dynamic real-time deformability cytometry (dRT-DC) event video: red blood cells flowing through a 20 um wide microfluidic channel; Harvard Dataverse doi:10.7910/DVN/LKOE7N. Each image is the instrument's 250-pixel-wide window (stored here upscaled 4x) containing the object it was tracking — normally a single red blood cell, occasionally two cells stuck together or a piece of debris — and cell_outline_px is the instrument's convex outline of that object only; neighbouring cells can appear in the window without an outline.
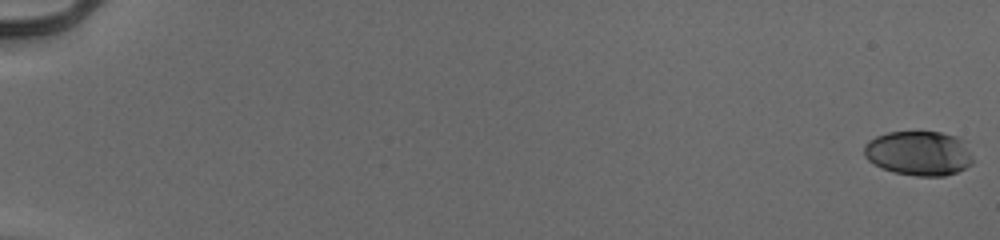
{"species": "human", "species_latin": "Homo sapiens", "temperature_condition": "cold", "stored_images_in_passage": 55, "camera_frame_rate_fps": 3000, "um_per_image_px": 0.085, "donor": {"sex": "male"}, "frame": {"image": 1, "passage_image": 1, "time_ms": 0.0, "image_size_px": [1000, 240], "cell_outline_px": [[972, 164], [956, 172], [944, 176], [916, 176], [892, 172], [872, 164], [864, 156], [864, 144], [868, 140], [876, 136], [888, 132], [940, 132], [960, 136], [968, 140], [972, 156]], "centroid_in_image_um": [78.13, 13.01], "position_along_channel_um": 6.9, "area_um2": 28.9}}
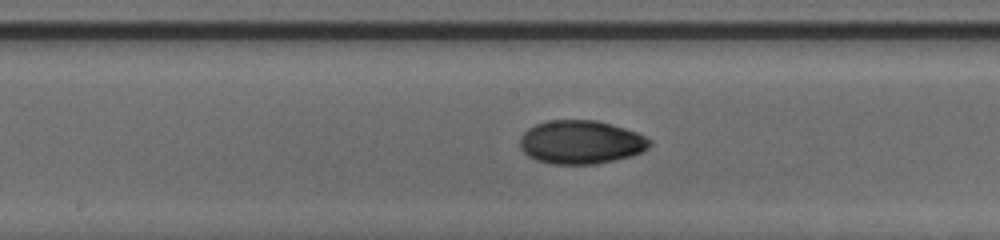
{"frame": {"image": 2, "passage_image": 32, "time_ms": 10.333, "image_size_px": [1000, 240], "cell_outline_px": [[652, 144], [648, 148], [632, 156], [596, 164], [552, 164], [536, 160], [528, 156], [520, 148], [520, 136], [528, 128], [536, 124], [548, 120], [596, 120], [612, 124], [636, 132], [652, 140]], "centroid_in_image_um": [49.37, 12.08], "position_along_channel_um": 198.8, "area_um2": 33.06}}
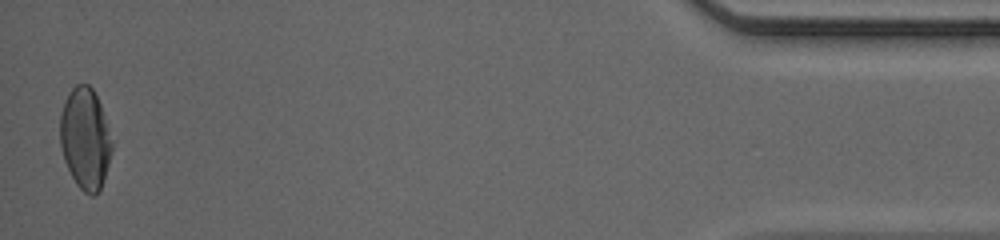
{"frame": {"image": 3, "passage_image": 55, "time_ms": 18.0, "image_size_px": [1000, 240], "cell_outline_px": [[112, 148], [108, 164], [100, 188], [92, 196], [84, 192], [76, 184], [64, 160], [60, 144], [60, 112], [68, 92], [76, 84], [88, 84], [92, 88], [100, 104], [112, 144]], "centroid_in_image_um": [7.21, 11.75], "position_along_channel_um": 428.0, "area_um2": 30.11}, "authors_computed_cell_mechanics": {"area_um2": 30.7496, "velocity_mm_per_s": 3.9828, "shape_relaxation_time_tau1_ms": 5.3498, "shape_relaxation_time_tau2_ms": 2.5645, "deformation_change_tau1": 0.1895, "deformation_change_tau2": 0.0369}}